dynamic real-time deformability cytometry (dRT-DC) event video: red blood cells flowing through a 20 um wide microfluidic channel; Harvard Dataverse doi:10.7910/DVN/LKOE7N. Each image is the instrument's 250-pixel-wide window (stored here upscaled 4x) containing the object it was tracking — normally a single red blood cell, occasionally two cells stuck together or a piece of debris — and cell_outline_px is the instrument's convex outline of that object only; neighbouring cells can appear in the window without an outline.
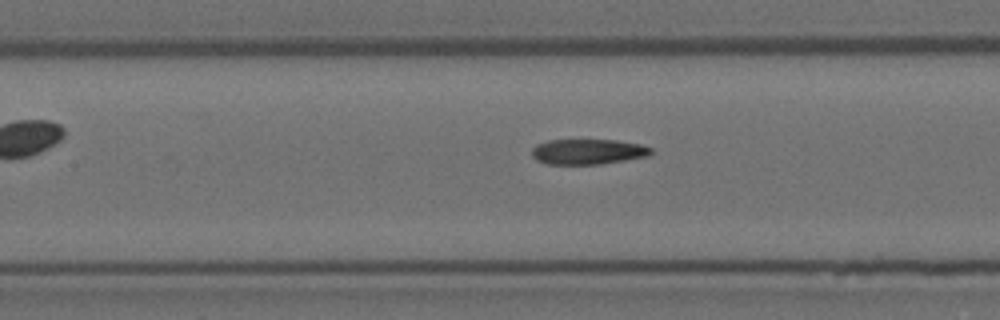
{"species": "Egyptian fruit bat (a non-hibernating species)", "species_latin": "Rousettus aegyptiacus", "temperature_condition": "room temperature", "stored_images_in_passage": 8, "camera_frame_rate_fps": 3000, "um_per_image_px": 0.085, "animal": {"sex": "female"}, "frame": {"image": 1, "passage_image": 8, "time_ms": 2.333, "image_size_px": [1000, 320], "cell_outline_px": [[652, 152], [648, 156], [600, 164], [548, 164], [536, 160], [532, 156], [532, 148], [536, 144], [548, 140], [616, 140], [640, 144], [652, 148]], "centroid_in_image_um": [49.95, 12.89], "position_along_channel_um": 157.4, "area_um2": 17.57}}